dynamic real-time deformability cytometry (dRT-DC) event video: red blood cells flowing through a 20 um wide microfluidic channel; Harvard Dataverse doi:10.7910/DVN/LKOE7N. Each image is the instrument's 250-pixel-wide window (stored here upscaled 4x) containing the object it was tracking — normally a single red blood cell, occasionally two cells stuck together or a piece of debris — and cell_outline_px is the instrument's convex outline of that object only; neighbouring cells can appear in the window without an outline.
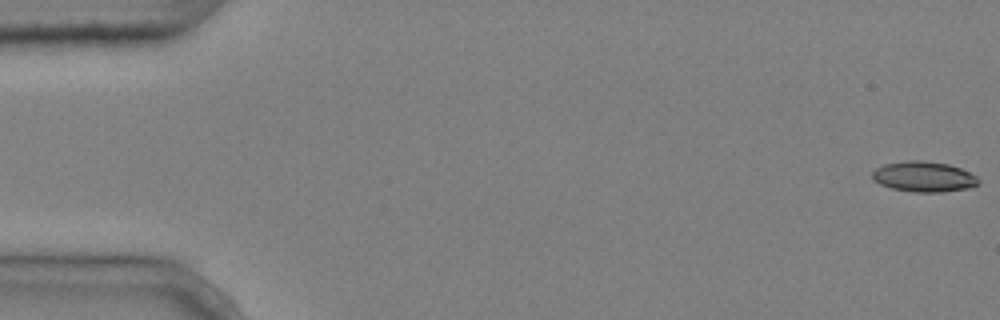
{"species": "common noctule bat (a hibernating species)", "species_latin": "Nyctalus noctula", "temperature_condition": "cold", "stored_images_in_passage": 6, "camera_frame_rate_fps": 3000, "um_per_image_px": 0.085, "animal": {"sex": "male", "body_mass_g": 20.4}, "frame": {"image": 1, "passage_image": 1, "time_ms": 0.0, "image_size_px": [1000, 320], "cell_outline_px": [[980, 184], [968, 188], [944, 192], [916, 192], [892, 188], [880, 184], [872, 180], [872, 172], [876, 168], [884, 164], [908, 160], [920, 160], [948, 164], [960, 168], [976, 176], [980, 180]], "centroid_in_image_um": [78.52, 15.02], "position_along_channel_um": 6.5, "area_um2": 18.84}}
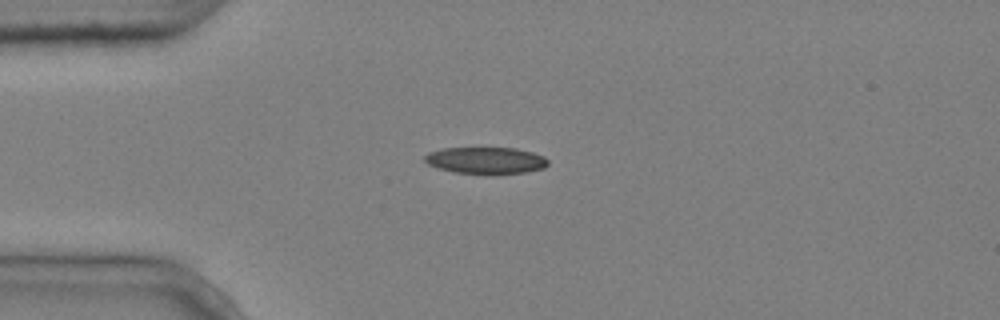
{"frame": {"image": 2, "passage_image": 4, "time_ms": 1.0, "image_size_px": [1000, 320], "cell_outline_px": [[548, 164], [544, 168], [528, 172], [456, 172], [440, 168], [428, 164], [424, 160], [424, 156], [428, 152], [444, 148], [516, 148], [532, 152], [544, 156], [548, 160]], "centroid_in_image_um": [41.31, 13.6], "position_along_channel_um": 43.7, "area_um2": 18.61}}